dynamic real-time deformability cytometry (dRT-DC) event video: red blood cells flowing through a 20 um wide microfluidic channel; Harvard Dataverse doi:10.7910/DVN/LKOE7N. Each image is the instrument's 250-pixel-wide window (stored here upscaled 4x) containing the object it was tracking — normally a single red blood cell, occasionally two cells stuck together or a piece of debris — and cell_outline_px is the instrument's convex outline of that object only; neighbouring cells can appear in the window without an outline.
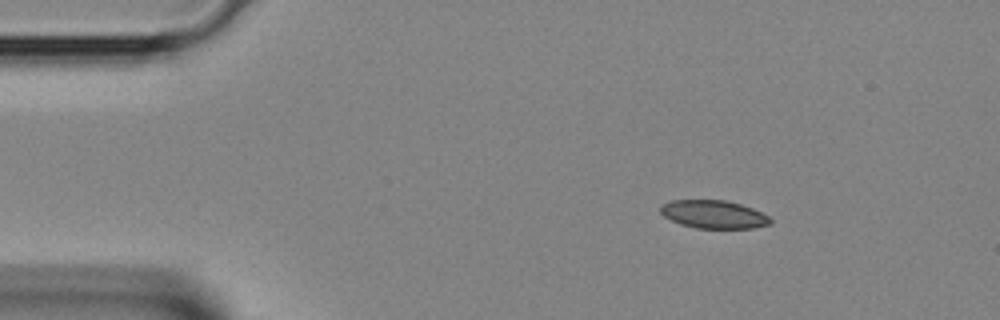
{"species": "Egyptian fruit bat (a non-hibernating species)", "species_latin": "Rousettus aegyptiacus", "temperature_condition": "room temperature", "stored_images_in_passage": 2, "camera_frame_rate_fps": 3000, "um_per_image_px": 0.085, "animal": {"sex": "female"}, "frame": {"image": 1, "passage_image": 2, "time_ms": 0.333, "image_size_px": [1000, 320], "cell_outline_px": [[772, 224], [752, 228], [696, 228], [680, 224], [664, 216], [660, 212], [660, 204], [672, 200], [724, 200], [740, 204], [752, 208], [768, 216], [772, 220]], "centroid_in_image_um": [60.65, 18.22], "position_along_channel_um": 24.4, "area_um2": 17.98}}